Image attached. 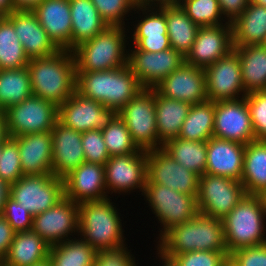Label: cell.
Segmentation results:
<instances>
[{"label":"cell","instance_id":"obj_1","mask_svg":"<svg viewBox=\"0 0 266 266\" xmlns=\"http://www.w3.org/2000/svg\"><path fill=\"white\" fill-rule=\"evenodd\" d=\"M34 96L60 106L76 91V62L71 50L30 59L27 65Z\"/></svg>","mask_w":266,"mask_h":266},{"label":"cell","instance_id":"obj_2","mask_svg":"<svg viewBox=\"0 0 266 266\" xmlns=\"http://www.w3.org/2000/svg\"><path fill=\"white\" fill-rule=\"evenodd\" d=\"M166 257L191 251H224L228 256L222 220L198 213L191 220L175 225L157 242Z\"/></svg>","mask_w":266,"mask_h":266},{"label":"cell","instance_id":"obj_3","mask_svg":"<svg viewBox=\"0 0 266 266\" xmlns=\"http://www.w3.org/2000/svg\"><path fill=\"white\" fill-rule=\"evenodd\" d=\"M143 88L128 65L117 69L76 72V91L119 111Z\"/></svg>","mask_w":266,"mask_h":266},{"label":"cell","instance_id":"obj_4","mask_svg":"<svg viewBox=\"0 0 266 266\" xmlns=\"http://www.w3.org/2000/svg\"><path fill=\"white\" fill-rule=\"evenodd\" d=\"M110 198L78 204V235L96 251L115 249L126 243L120 219L122 215Z\"/></svg>","mask_w":266,"mask_h":266},{"label":"cell","instance_id":"obj_5","mask_svg":"<svg viewBox=\"0 0 266 266\" xmlns=\"http://www.w3.org/2000/svg\"><path fill=\"white\" fill-rule=\"evenodd\" d=\"M126 28L107 26L94 38L75 47L72 53L76 62V72L105 71L127 65V39H130V35H127L129 30Z\"/></svg>","mask_w":266,"mask_h":266},{"label":"cell","instance_id":"obj_6","mask_svg":"<svg viewBox=\"0 0 266 266\" xmlns=\"http://www.w3.org/2000/svg\"><path fill=\"white\" fill-rule=\"evenodd\" d=\"M266 205L261 195L246 194L223 219L228 253L266 243Z\"/></svg>","mask_w":266,"mask_h":266},{"label":"cell","instance_id":"obj_7","mask_svg":"<svg viewBox=\"0 0 266 266\" xmlns=\"http://www.w3.org/2000/svg\"><path fill=\"white\" fill-rule=\"evenodd\" d=\"M142 195L161 225L156 241L175 225L187 222L199 213L194 196L160 184H146Z\"/></svg>","mask_w":266,"mask_h":266},{"label":"cell","instance_id":"obj_8","mask_svg":"<svg viewBox=\"0 0 266 266\" xmlns=\"http://www.w3.org/2000/svg\"><path fill=\"white\" fill-rule=\"evenodd\" d=\"M118 116L139 149L149 151L163 147L158 140L155 89H142L118 111Z\"/></svg>","mask_w":266,"mask_h":266},{"label":"cell","instance_id":"obj_9","mask_svg":"<svg viewBox=\"0 0 266 266\" xmlns=\"http://www.w3.org/2000/svg\"><path fill=\"white\" fill-rule=\"evenodd\" d=\"M10 197L34 217L56 205L65 197L64 179L52 173L24 175L10 185Z\"/></svg>","mask_w":266,"mask_h":266},{"label":"cell","instance_id":"obj_10","mask_svg":"<svg viewBox=\"0 0 266 266\" xmlns=\"http://www.w3.org/2000/svg\"><path fill=\"white\" fill-rule=\"evenodd\" d=\"M10 138L51 131L58 118V106L37 96H30L4 110Z\"/></svg>","mask_w":266,"mask_h":266},{"label":"cell","instance_id":"obj_11","mask_svg":"<svg viewBox=\"0 0 266 266\" xmlns=\"http://www.w3.org/2000/svg\"><path fill=\"white\" fill-rule=\"evenodd\" d=\"M245 195L241 181L205 173L199 178L198 211L222 220Z\"/></svg>","mask_w":266,"mask_h":266},{"label":"cell","instance_id":"obj_12","mask_svg":"<svg viewBox=\"0 0 266 266\" xmlns=\"http://www.w3.org/2000/svg\"><path fill=\"white\" fill-rule=\"evenodd\" d=\"M131 47L128 45L127 65L143 89H154L185 62V57L172 48L160 52H146L136 46Z\"/></svg>","mask_w":266,"mask_h":266},{"label":"cell","instance_id":"obj_13","mask_svg":"<svg viewBox=\"0 0 266 266\" xmlns=\"http://www.w3.org/2000/svg\"><path fill=\"white\" fill-rule=\"evenodd\" d=\"M118 115L114 108L104 107L100 102L87 98L77 91L58 106L57 120L78 132L103 130Z\"/></svg>","mask_w":266,"mask_h":266},{"label":"cell","instance_id":"obj_14","mask_svg":"<svg viewBox=\"0 0 266 266\" xmlns=\"http://www.w3.org/2000/svg\"><path fill=\"white\" fill-rule=\"evenodd\" d=\"M199 178L198 174L178 164L163 148L147 151L146 184H160L196 198Z\"/></svg>","mask_w":266,"mask_h":266},{"label":"cell","instance_id":"obj_15","mask_svg":"<svg viewBox=\"0 0 266 266\" xmlns=\"http://www.w3.org/2000/svg\"><path fill=\"white\" fill-rule=\"evenodd\" d=\"M104 166L108 194L124 195L137 189L143 194L147 181V151L111 156Z\"/></svg>","mask_w":266,"mask_h":266},{"label":"cell","instance_id":"obj_16","mask_svg":"<svg viewBox=\"0 0 266 266\" xmlns=\"http://www.w3.org/2000/svg\"><path fill=\"white\" fill-rule=\"evenodd\" d=\"M31 230L49 246L70 240L71 236H79L78 204L64 197L56 205L34 216Z\"/></svg>","mask_w":266,"mask_h":266},{"label":"cell","instance_id":"obj_17","mask_svg":"<svg viewBox=\"0 0 266 266\" xmlns=\"http://www.w3.org/2000/svg\"><path fill=\"white\" fill-rule=\"evenodd\" d=\"M213 137L244 145L256 140L246 97L215 101Z\"/></svg>","mask_w":266,"mask_h":266},{"label":"cell","instance_id":"obj_18","mask_svg":"<svg viewBox=\"0 0 266 266\" xmlns=\"http://www.w3.org/2000/svg\"><path fill=\"white\" fill-rule=\"evenodd\" d=\"M204 70L209 101L236 100L247 95L241 78L240 59L234 50Z\"/></svg>","mask_w":266,"mask_h":266},{"label":"cell","instance_id":"obj_19","mask_svg":"<svg viewBox=\"0 0 266 266\" xmlns=\"http://www.w3.org/2000/svg\"><path fill=\"white\" fill-rule=\"evenodd\" d=\"M234 50L231 23L198 29L185 63L205 69Z\"/></svg>","mask_w":266,"mask_h":266},{"label":"cell","instance_id":"obj_20","mask_svg":"<svg viewBox=\"0 0 266 266\" xmlns=\"http://www.w3.org/2000/svg\"><path fill=\"white\" fill-rule=\"evenodd\" d=\"M135 11L139 15L142 13L140 15L142 18L136 20L134 29H131V40L129 39L132 41L131 46L146 52H160L171 48L167 35L166 4L136 6Z\"/></svg>","mask_w":266,"mask_h":266},{"label":"cell","instance_id":"obj_21","mask_svg":"<svg viewBox=\"0 0 266 266\" xmlns=\"http://www.w3.org/2000/svg\"><path fill=\"white\" fill-rule=\"evenodd\" d=\"M154 89L164 97L184 101L191 105L208 100L205 70L185 62Z\"/></svg>","mask_w":266,"mask_h":266},{"label":"cell","instance_id":"obj_22","mask_svg":"<svg viewBox=\"0 0 266 266\" xmlns=\"http://www.w3.org/2000/svg\"><path fill=\"white\" fill-rule=\"evenodd\" d=\"M53 145L52 174L64 179L85 162L82 133L64 126L58 120L51 130Z\"/></svg>","mask_w":266,"mask_h":266},{"label":"cell","instance_id":"obj_23","mask_svg":"<svg viewBox=\"0 0 266 266\" xmlns=\"http://www.w3.org/2000/svg\"><path fill=\"white\" fill-rule=\"evenodd\" d=\"M105 166L81 163L64 178L65 197L79 204L110 197L105 185Z\"/></svg>","mask_w":266,"mask_h":266},{"label":"cell","instance_id":"obj_24","mask_svg":"<svg viewBox=\"0 0 266 266\" xmlns=\"http://www.w3.org/2000/svg\"><path fill=\"white\" fill-rule=\"evenodd\" d=\"M32 12L59 50H71L72 20L69 0H44Z\"/></svg>","mask_w":266,"mask_h":266},{"label":"cell","instance_id":"obj_25","mask_svg":"<svg viewBox=\"0 0 266 266\" xmlns=\"http://www.w3.org/2000/svg\"><path fill=\"white\" fill-rule=\"evenodd\" d=\"M245 146L235 141L210 138L207 141L205 173L241 181Z\"/></svg>","mask_w":266,"mask_h":266},{"label":"cell","instance_id":"obj_26","mask_svg":"<svg viewBox=\"0 0 266 266\" xmlns=\"http://www.w3.org/2000/svg\"><path fill=\"white\" fill-rule=\"evenodd\" d=\"M5 17L14 26L29 59L50 56L59 51L32 11L15 10Z\"/></svg>","mask_w":266,"mask_h":266},{"label":"cell","instance_id":"obj_27","mask_svg":"<svg viewBox=\"0 0 266 266\" xmlns=\"http://www.w3.org/2000/svg\"><path fill=\"white\" fill-rule=\"evenodd\" d=\"M12 139L18 145L24 175L52 173L53 145L51 131L20 135Z\"/></svg>","mask_w":266,"mask_h":266},{"label":"cell","instance_id":"obj_28","mask_svg":"<svg viewBox=\"0 0 266 266\" xmlns=\"http://www.w3.org/2000/svg\"><path fill=\"white\" fill-rule=\"evenodd\" d=\"M50 247L34 231L17 232L1 264L32 266L49 258Z\"/></svg>","mask_w":266,"mask_h":266},{"label":"cell","instance_id":"obj_29","mask_svg":"<svg viewBox=\"0 0 266 266\" xmlns=\"http://www.w3.org/2000/svg\"><path fill=\"white\" fill-rule=\"evenodd\" d=\"M72 20L71 51L94 38L108 25L91 0H69Z\"/></svg>","mask_w":266,"mask_h":266},{"label":"cell","instance_id":"obj_30","mask_svg":"<svg viewBox=\"0 0 266 266\" xmlns=\"http://www.w3.org/2000/svg\"><path fill=\"white\" fill-rule=\"evenodd\" d=\"M241 183L246 194L266 192V140H255L245 146Z\"/></svg>","mask_w":266,"mask_h":266},{"label":"cell","instance_id":"obj_31","mask_svg":"<svg viewBox=\"0 0 266 266\" xmlns=\"http://www.w3.org/2000/svg\"><path fill=\"white\" fill-rule=\"evenodd\" d=\"M191 104L160 95L155 90V108L158 140L164 145L177 138Z\"/></svg>","mask_w":266,"mask_h":266},{"label":"cell","instance_id":"obj_32","mask_svg":"<svg viewBox=\"0 0 266 266\" xmlns=\"http://www.w3.org/2000/svg\"><path fill=\"white\" fill-rule=\"evenodd\" d=\"M231 27L234 46L260 44L266 32V7L249 2Z\"/></svg>","mask_w":266,"mask_h":266},{"label":"cell","instance_id":"obj_33","mask_svg":"<svg viewBox=\"0 0 266 266\" xmlns=\"http://www.w3.org/2000/svg\"><path fill=\"white\" fill-rule=\"evenodd\" d=\"M241 66V78L246 93L265 90L266 48L262 45L234 46Z\"/></svg>","mask_w":266,"mask_h":266},{"label":"cell","instance_id":"obj_34","mask_svg":"<svg viewBox=\"0 0 266 266\" xmlns=\"http://www.w3.org/2000/svg\"><path fill=\"white\" fill-rule=\"evenodd\" d=\"M166 21L171 48L185 57L191 50L200 27L187 16L181 6L169 3L166 4Z\"/></svg>","mask_w":266,"mask_h":266},{"label":"cell","instance_id":"obj_35","mask_svg":"<svg viewBox=\"0 0 266 266\" xmlns=\"http://www.w3.org/2000/svg\"><path fill=\"white\" fill-rule=\"evenodd\" d=\"M215 102L192 104L178 138L190 141H208L213 137Z\"/></svg>","mask_w":266,"mask_h":266},{"label":"cell","instance_id":"obj_36","mask_svg":"<svg viewBox=\"0 0 266 266\" xmlns=\"http://www.w3.org/2000/svg\"><path fill=\"white\" fill-rule=\"evenodd\" d=\"M178 164L199 176L205 174L207 141H190L180 138L168 140L162 147Z\"/></svg>","mask_w":266,"mask_h":266},{"label":"cell","instance_id":"obj_37","mask_svg":"<svg viewBox=\"0 0 266 266\" xmlns=\"http://www.w3.org/2000/svg\"><path fill=\"white\" fill-rule=\"evenodd\" d=\"M33 95L26 67L0 70V110L21 103Z\"/></svg>","mask_w":266,"mask_h":266},{"label":"cell","instance_id":"obj_38","mask_svg":"<svg viewBox=\"0 0 266 266\" xmlns=\"http://www.w3.org/2000/svg\"><path fill=\"white\" fill-rule=\"evenodd\" d=\"M96 254L86 241L75 237L51 246L49 259L51 266H94Z\"/></svg>","mask_w":266,"mask_h":266},{"label":"cell","instance_id":"obj_39","mask_svg":"<svg viewBox=\"0 0 266 266\" xmlns=\"http://www.w3.org/2000/svg\"><path fill=\"white\" fill-rule=\"evenodd\" d=\"M29 62L14 26L4 17L0 21V70L26 67Z\"/></svg>","mask_w":266,"mask_h":266},{"label":"cell","instance_id":"obj_40","mask_svg":"<svg viewBox=\"0 0 266 266\" xmlns=\"http://www.w3.org/2000/svg\"><path fill=\"white\" fill-rule=\"evenodd\" d=\"M101 132L110 157L141 151L133 142L125 122L118 115Z\"/></svg>","mask_w":266,"mask_h":266},{"label":"cell","instance_id":"obj_41","mask_svg":"<svg viewBox=\"0 0 266 266\" xmlns=\"http://www.w3.org/2000/svg\"><path fill=\"white\" fill-rule=\"evenodd\" d=\"M180 6L199 27L230 23L223 17L218 0H186Z\"/></svg>","mask_w":266,"mask_h":266},{"label":"cell","instance_id":"obj_42","mask_svg":"<svg viewBox=\"0 0 266 266\" xmlns=\"http://www.w3.org/2000/svg\"><path fill=\"white\" fill-rule=\"evenodd\" d=\"M91 1L96 7L101 18L107 23L108 26L127 27L126 26L127 23L125 21L129 19L126 18L129 17V15L133 16L132 14H135L136 5L134 4L133 0H91ZM133 11L134 13H132Z\"/></svg>","mask_w":266,"mask_h":266},{"label":"cell","instance_id":"obj_43","mask_svg":"<svg viewBox=\"0 0 266 266\" xmlns=\"http://www.w3.org/2000/svg\"><path fill=\"white\" fill-rule=\"evenodd\" d=\"M22 176V167L17 143L8 137L2 143L0 156V178L9 185L17 182Z\"/></svg>","mask_w":266,"mask_h":266},{"label":"cell","instance_id":"obj_44","mask_svg":"<svg viewBox=\"0 0 266 266\" xmlns=\"http://www.w3.org/2000/svg\"><path fill=\"white\" fill-rule=\"evenodd\" d=\"M245 97L255 139L266 140V90L253 91L247 93Z\"/></svg>","mask_w":266,"mask_h":266},{"label":"cell","instance_id":"obj_45","mask_svg":"<svg viewBox=\"0 0 266 266\" xmlns=\"http://www.w3.org/2000/svg\"><path fill=\"white\" fill-rule=\"evenodd\" d=\"M85 161L105 165L110 158L101 130L82 132Z\"/></svg>","mask_w":266,"mask_h":266},{"label":"cell","instance_id":"obj_46","mask_svg":"<svg viewBox=\"0 0 266 266\" xmlns=\"http://www.w3.org/2000/svg\"><path fill=\"white\" fill-rule=\"evenodd\" d=\"M228 258L224 251H191L172 257L178 266H222Z\"/></svg>","mask_w":266,"mask_h":266},{"label":"cell","instance_id":"obj_47","mask_svg":"<svg viewBox=\"0 0 266 266\" xmlns=\"http://www.w3.org/2000/svg\"><path fill=\"white\" fill-rule=\"evenodd\" d=\"M2 215L16 233L32 229L33 216L11 197L6 200Z\"/></svg>","mask_w":266,"mask_h":266},{"label":"cell","instance_id":"obj_48","mask_svg":"<svg viewBox=\"0 0 266 266\" xmlns=\"http://www.w3.org/2000/svg\"><path fill=\"white\" fill-rule=\"evenodd\" d=\"M135 262V257L126 243L115 249L97 251L94 266H138Z\"/></svg>","mask_w":266,"mask_h":266},{"label":"cell","instance_id":"obj_49","mask_svg":"<svg viewBox=\"0 0 266 266\" xmlns=\"http://www.w3.org/2000/svg\"><path fill=\"white\" fill-rule=\"evenodd\" d=\"M229 259L236 266H266V243L236 249Z\"/></svg>","mask_w":266,"mask_h":266},{"label":"cell","instance_id":"obj_50","mask_svg":"<svg viewBox=\"0 0 266 266\" xmlns=\"http://www.w3.org/2000/svg\"><path fill=\"white\" fill-rule=\"evenodd\" d=\"M221 13L228 22H232L247 8L250 0H218Z\"/></svg>","mask_w":266,"mask_h":266},{"label":"cell","instance_id":"obj_51","mask_svg":"<svg viewBox=\"0 0 266 266\" xmlns=\"http://www.w3.org/2000/svg\"><path fill=\"white\" fill-rule=\"evenodd\" d=\"M15 233L5 217L0 214V263L6 256Z\"/></svg>","mask_w":266,"mask_h":266},{"label":"cell","instance_id":"obj_52","mask_svg":"<svg viewBox=\"0 0 266 266\" xmlns=\"http://www.w3.org/2000/svg\"><path fill=\"white\" fill-rule=\"evenodd\" d=\"M44 0H12L14 10L33 11Z\"/></svg>","mask_w":266,"mask_h":266},{"label":"cell","instance_id":"obj_53","mask_svg":"<svg viewBox=\"0 0 266 266\" xmlns=\"http://www.w3.org/2000/svg\"><path fill=\"white\" fill-rule=\"evenodd\" d=\"M10 197V185L0 178V214L4 211L6 200Z\"/></svg>","mask_w":266,"mask_h":266},{"label":"cell","instance_id":"obj_54","mask_svg":"<svg viewBox=\"0 0 266 266\" xmlns=\"http://www.w3.org/2000/svg\"><path fill=\"white\" fill-rule=\"evenodd\" d=\"M8 137L5 113L0 110V143H3Z\"/></svg>","mask_w":266,"mask_h":266},{"label":"cell","instance_id":"obj_55","mask_svg":"<svg viewBox=\"0 0 266 266\" xmlns=\"http://www.w3.org/2000/svg\"><path fill=\"white\" fill-rule=\"evenodd\" d=\"M136 6H160L168 4L170 0H133Z\"/></svg>","mask_w":266,"mask_h":266},{"label":"cell","instance_id":"obj_56","mask_svg":"<svg viewBox=\"0 0 266 266\" xmlns=\"http://www.w3.org/2000/svg\"><path fill=\"white\" fill-rule=\"evenodd\" d=\"M14 10L12 0H0V14L3 16L10 15Z\"/></svg>","mask_w":266,"mask_h":266},{"label":"cell","instance_id":"obj_57","mask_svg":"<svg viewBox=\"0 0 266 266\" xmlns=\"http://www.w3.org/2000/svg\"><path fill=\"white\" fill-rule=\"evenodd\" d=\"M157 253V255H156V258H157V256H158V258H159V261H160V263H161V260H162V265L161 266H178L177 264H176V262L172 259V258H168V257H166L163 253H161L158 249H157V251H156Z\"/></svg>","mask_w":266,"mask_h":266},{"label":"cell","instance_id":"obj_58","mask_svg":"<svg viewBox=\"0 0 266 266\" xmlns=\"http://www.w3.org/2000/svg\"><path fill=\"white\" fill-rule=\"evenodd\" d=\"M32 266H51V262L50 259L47 258L46 260Z\"/></svg>","mask_w":266,"mask_h":266},{"label":"cell","instance_id":"obj_59","mask_svg":"<svg viewBox=\"0 0 266 266\" xmlns=\"http://www.w3.org/2000/svg\"><path fill=\"white\" fill-rule=\"evenodd\" d=\"M250 2L266 7V0H250Z\"/></svg>","mask_w":266,"mask_h":266},{"label":"cell","instance_id":"obj_60","mask_svg":"<svg viewBox=\"0 0 266 266\" xmlns=\"http://www.w3.org/2000/svg\"><path fill=\"white\" fill-rule=\"evenodd\" d=\"M186 0H170L169 4L180 6Z\"/></svg>","mask_w":266,"mask_h":266},{"label":"cell","instance_id":"obj_61","mask_svg":"<svg viewBox=\"0 0 266 266\" xmlns=\"http://www.w3.org/2000/svg\"><path fill=\"white\" fill-rule=\"evenodd\" d=\"M222 266H236V265L233 264V263L231 262V260L228 258V259L226 260V262H225Z\"/></svg>","mask_w":266,"mask_h":266},{"label":"cell","instance_id":"obj_62","mask_svg":"<svg viewBox=\"0 0 266 266\" xmlns=\"http://www.w3.org/2000/svg\"><path fill=\"white\" fill-rule=\"evenodd\" d=\"M259 45H262V46H264L266 48V32L264 34V37L262 39V42Z\"/></svg>","mask_w":266,"mask_h":266},{"label":"cell","instance_id":"obj_63","mask_svg":"<svg viewBox=\"0 0 266 266\" xmlns=\"http://www.w3.org/2000/svg\"><path fill=\"white\" fill-rule=\"evenodd\" d=\"M262 196L264 198V202H265V205H266V192Z\"/></svg>","mask_w":266,"mask_h":266},{"label":"cell","instance_id":"obj_64","mask_svg":"<svg viewBox=\"0 0 266 266\" xmlns=\"http://www.w3.org/2000/svg\"><path fill=\"white\" fill-rule=\"evenodd\" d=\"M264 82H265V90H266V72H265V79H264Z\"/></svg>","mask_w":266,"mask_h":266},{"label":"cell","instance_id":"obj_65","mask_svg":"<svg viewBox=\"0 0 266 266\" xmlns=\"http://www.w3.org/2000/svg\"><path fill=\"white\" fill-rule=\"evenodd\" d=\"M1 151H2V143H0V156H1Z\"/></svg>","mask_w":266,"mask_h":266},{"label":"cell","instance_id":"obj_66","mask_svg":"<svg viewBox=\"0 0 266 266\" xmlns=\"http://www.w3.org/2000/svg\"><path fill=\"white\" fill-rule=\"evenodd\" d=\"M5 16H3L2 14H0V21L4 18Z\"/></svg>","mask_w":266,"mask_h":266}]
</instances>
